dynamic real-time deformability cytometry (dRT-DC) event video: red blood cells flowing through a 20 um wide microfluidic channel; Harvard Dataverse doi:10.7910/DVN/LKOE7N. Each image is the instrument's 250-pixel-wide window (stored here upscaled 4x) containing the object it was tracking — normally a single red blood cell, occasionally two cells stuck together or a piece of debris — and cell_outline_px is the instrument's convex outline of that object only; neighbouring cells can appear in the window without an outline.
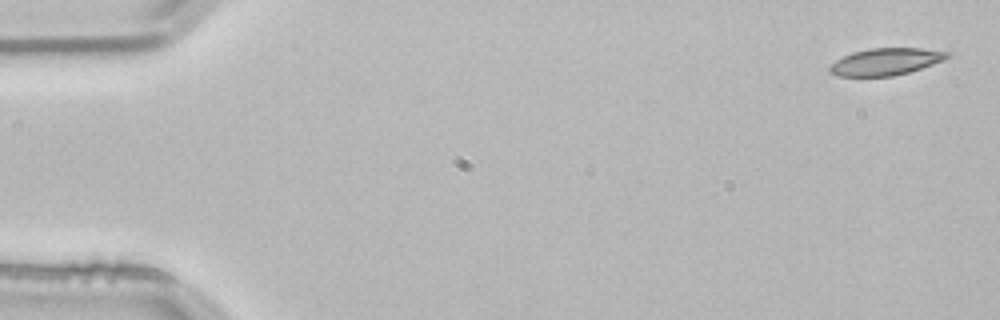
{"species": "common noctule bat (a hibernating species)", "species_latin": "Nyctalus noctula", "temperature_condition": "room temperature", "stored_images_in_passage": 5, "segment_of_instrument_passage": [2, 2], "camera_frame_rate_fps": 3000, "um_per_image_px": 0.085, "animal": {"sex": "male", "body_mass_g": 21.5, "forearm_length_mm": 52.0}, "frame": {"image": 1, "passage_image": 5, "time_ms": 1.333, "image_size_px": [1000, 320], "cell_outline_px": [[952, 56], [944, 60], [908, 72], [892, 76], [836, 76], [828, 72], [828, 68], [836, 60], [852, 52], [868, 48], [920, 48], [952, 52]], "centroid_in_image_um": [75.29, 5.23], "position_along_channel_um": 9.7, "area_um2": 18.55}}